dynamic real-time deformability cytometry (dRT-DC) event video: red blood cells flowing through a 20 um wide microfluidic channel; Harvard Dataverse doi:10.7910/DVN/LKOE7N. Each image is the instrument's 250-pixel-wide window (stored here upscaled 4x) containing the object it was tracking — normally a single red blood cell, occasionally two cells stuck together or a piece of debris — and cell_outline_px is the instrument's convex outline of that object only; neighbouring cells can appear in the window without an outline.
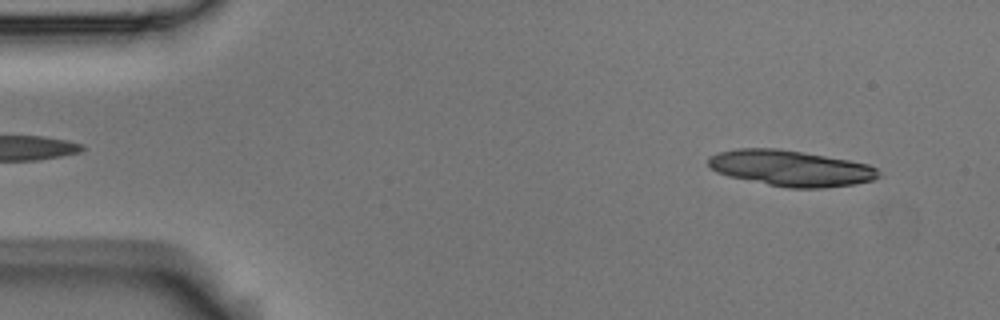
{"species": "Egyptian fruit bat (a non-hibernating species)", "species_latin": "Rousettus aegyptiacus", "temperature_condition": "room temperature", "stored_images_in_passage": 2, "segment_of_instrument_passage": [2, 2], "camera_frame_rate_fps": 3000, "um_per_image_px": 0.085, "animal": {"sex": "male"}, "frame": {"image": 1, "passage_image": 2, "time_ms": 0.333, "image_size_px": [1000, 320], "cell_outline_px": [[884, 176], [872, 180], [852, 184], [820, 188], [788, 188], [728, 176], [716, 172], [708, 168], [708, 156], [720, 152], [736, 148], [776, 148], [848, 160], [868, 164], [876, 168]], "centroid_in_image_um": [67.18, 14.3], "position_along_channel_um": 17.8, "area_um2": 35.49}}